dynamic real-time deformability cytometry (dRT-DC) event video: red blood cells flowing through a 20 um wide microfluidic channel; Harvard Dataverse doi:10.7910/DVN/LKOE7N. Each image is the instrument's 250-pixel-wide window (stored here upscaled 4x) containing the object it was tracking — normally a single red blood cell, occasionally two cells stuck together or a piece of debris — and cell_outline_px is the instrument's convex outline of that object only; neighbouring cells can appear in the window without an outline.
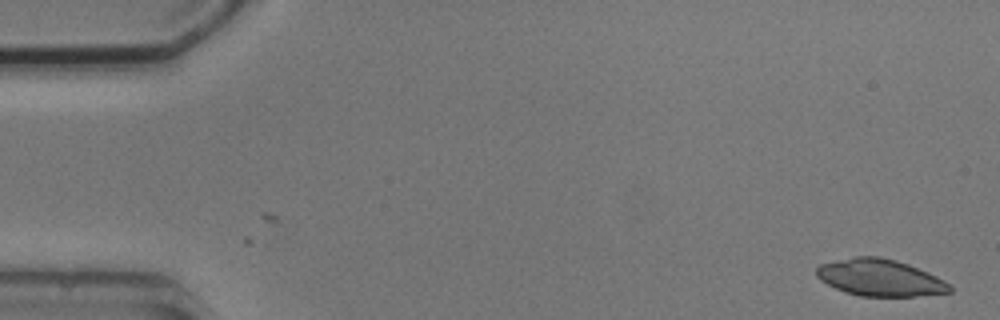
{"species": "common noctule bat (a hibernating species)", "species_latin": "Nyctalus noctula", "temperature_condition": "cold", "stored_images_in_passage": 6, "segment_of_instrument_passage": [1, 2], "camera_frame_rate_fps": 3000, "um_per_image_px": 0.085, "animal": {"sex": "male", "body_mass_g": 20.5, "forearm_length_mm": 52.5}, "frame": {"image": 1, "passage_image": 1, "time_ms": 0.0, "image_size_px": [1000, 320], "cell_outline_px": [[952, 292], [916, 296], [860, 296], [844, 292], [820, 280], [816, 276], [816, 268], [820, 264], [852, 256], [880, 256], [896, 260], [908, 264], [928, 272], [944, 280], [952, 288]], "centroid_in_image_um": [74.78, 23.59], "position_along_channel_um": 10.2, "area_um2": 28.67}}